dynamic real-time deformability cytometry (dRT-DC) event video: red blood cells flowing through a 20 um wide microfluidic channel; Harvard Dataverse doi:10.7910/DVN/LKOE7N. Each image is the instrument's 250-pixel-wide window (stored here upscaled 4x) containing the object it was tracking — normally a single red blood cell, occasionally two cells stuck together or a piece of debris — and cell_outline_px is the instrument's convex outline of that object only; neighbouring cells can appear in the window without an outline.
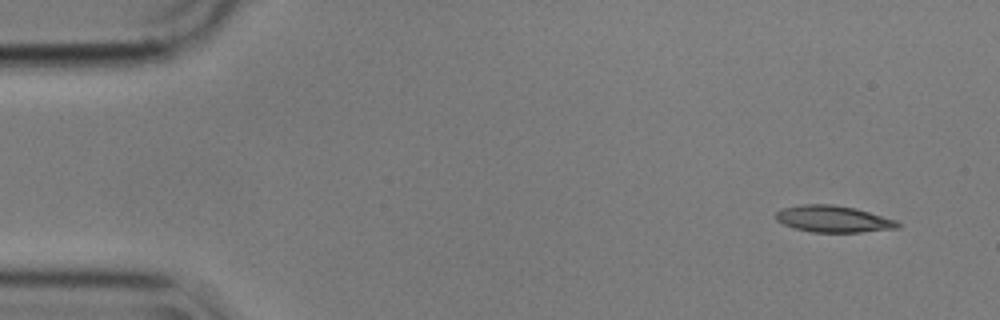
{"species": "common noctule bat (a hibernating species)", "species_latin": "Nyctalus noctula", "temperature_condition": "cold", "stored_images_in_passage": 53, "camera_frame_rate_fps": 3000, "um_per_image_px": 0.085, "animal": {"sex": "male", "body_mass_g": 17.9}, "frame": {"image": 1, "passage_image": 1, "time_ms": 0.0, "image_size_px": [1000, 320], "cell_outline_px": [[900, 228], [860, 232], [812, 232], [792, 228], [776, 220], [776, 212], [780, 208], [804, 204], [832, 204], [856, 208], [896, 220], [900, 224]], "centroid_in_image_um": [70.81, 18.61], "position_along_channel_um": 14.2, "area_um2": 19.02}}
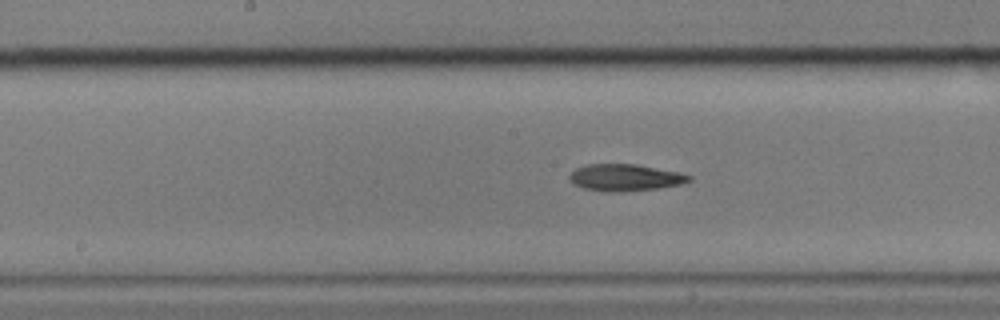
{"frame": {"image": 2, "passage_image": 25, "time_ms": 8.0, "image_size_px": [1000, 320], "cell_outline_px": [[692, 180], [680, 184], [660, 188], [616, 192], [604, 192], [584, 188], [572, 184], [568, 180], [568, 176], [576, 168], [588, 164], [636, 164], [680, 172], [692, 176]], "centroid_in_image_um": [53.12, 15.09], "position_along_channel_um": 195.1, "area_um2": 18.84}}
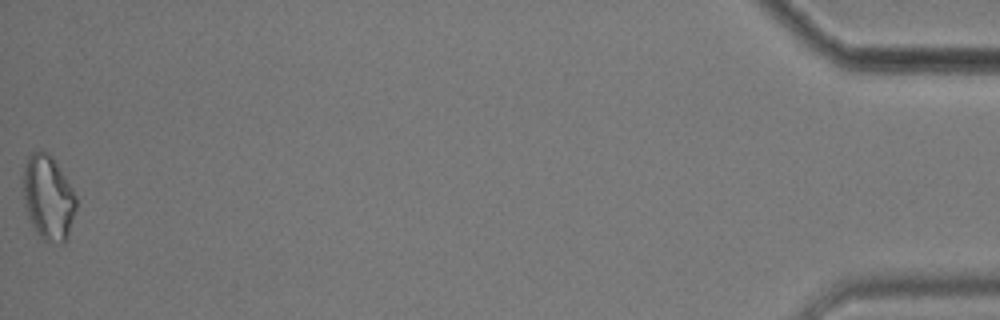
{"frame": {"image": 3, "passage_image": 53, "time_ms": 17.333, "image_size_px": [1000, 320], "cell_outline_px": [[76, 208], [64, 244], [60, 244], [44, 240], [40, 236], [32, 224], [28, 216], [24, 204], [24, 168], [28, 156], [32, 152], [40, 148], [48, 152], [72, 188], [76, 196]], "centroid_in_image_um": [4.09, 16.78], "position_along_channel_um": 431.1, "area_um2": 25.72}, "authors_computed_cell_mechanics": {"area_um2": 19.0162, "velocity_mm_per_s": 3.5618, "shape_relaxation_time_tau1_ms": null, "shape_relaxation_time_tau2_ms": 11.1761, "deformation_change_tau1": null, "deformation_change_tau2": 0.2667}}